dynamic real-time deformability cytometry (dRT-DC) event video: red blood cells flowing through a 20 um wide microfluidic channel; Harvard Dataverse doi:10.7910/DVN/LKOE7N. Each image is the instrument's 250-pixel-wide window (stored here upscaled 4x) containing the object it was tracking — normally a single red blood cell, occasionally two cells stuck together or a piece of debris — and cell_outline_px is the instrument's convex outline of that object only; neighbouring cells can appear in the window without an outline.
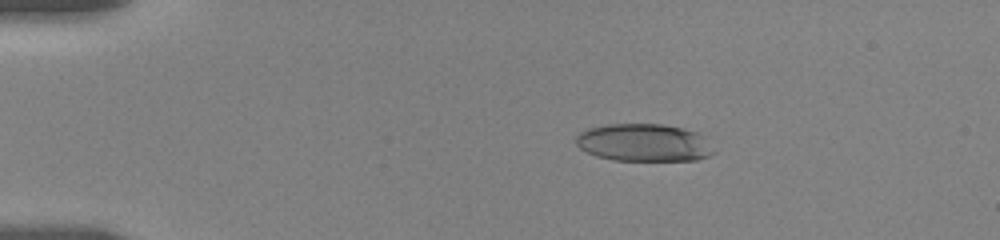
{"species": "human", "species_latin": "Homo sapiens", "temperature_condition": "room temperature", "stored_images_in_passage": 28, "camera_frame_rate_fps": 3000, "um_per_image_px": 0.085, "donor": {"sex": "female"}, "frame": {"image": 1, "passage_image": 10, "time_ms": 3.667, "image_size_px": [1000, 240], "cell_outline_px": [[716, 152], [708, 156], [696, 160], [612, 160], [596, 156], [580, 148], [576, 144], [576, 136], [580, 132], [588, 128], [604, 124], [664, 124], [684, 128], [708, 136]], "centroid_in_image_um": [54.79, 12.11], "position_along_channel_um": 30.2, "area_um2": 30.63}}
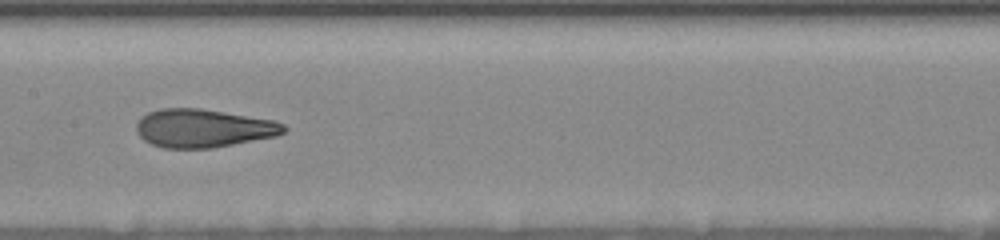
{"frame": {"image": 2, "passage_image": 23, "time_ms": 10.0, "image_size_px": [1000, 240], "cell_outline_px": [[288, 128], [284, 132], [276, 136], [212, 148], [164, 148], [152, 144], [144, 140], [136, 132], [136, 124], [148, 112], [160, 108], [200, 108], [272, 120], [284, 124]], "centroid_in_image_um": [17.27, 10.9], "position_along_channel_um": 190.1, "area_um2": 32.71}}
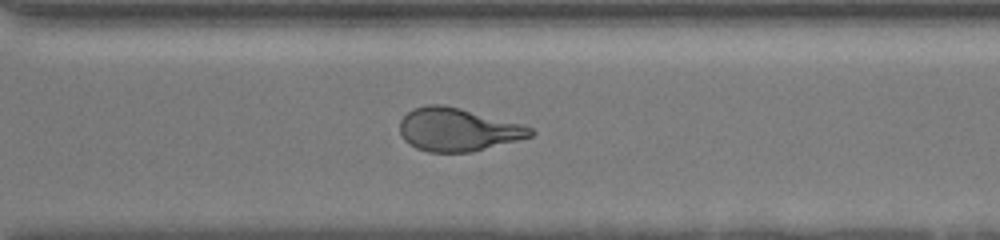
{"frame": {"image": 3, "passage_image": 28, "time_ms": 14.0, "image_size_px": [1000, 240], "cell_outline_px": [[536, 132], [532, 136], [520, 140], [472, 152], [428, 152], [416, 148], [404, 140], [400, 132], [400, 120], [412, 108], [428, 104], [444, 104], [524, 124], [532, 128]], "centroid_in_image_um": [38.93, 11.01], "position_along_channel_um": 331.7, "area_um2": 33.12}}